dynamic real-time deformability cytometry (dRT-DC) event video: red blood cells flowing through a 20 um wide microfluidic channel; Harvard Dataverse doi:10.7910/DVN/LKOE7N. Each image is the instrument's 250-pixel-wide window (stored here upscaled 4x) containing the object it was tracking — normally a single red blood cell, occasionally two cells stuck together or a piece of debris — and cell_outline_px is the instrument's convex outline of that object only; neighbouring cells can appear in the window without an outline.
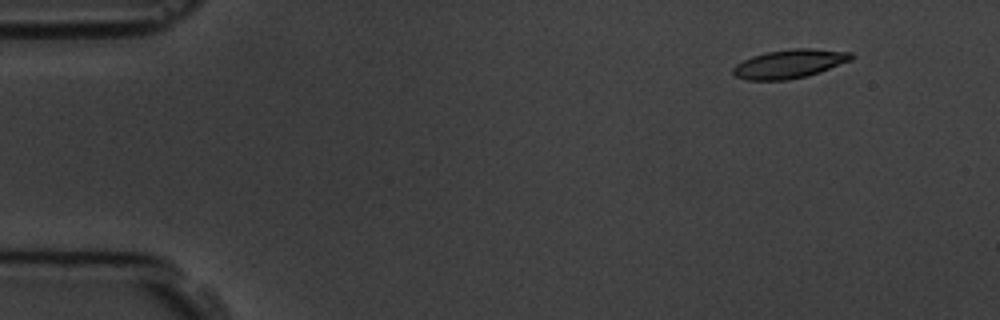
{"species": "common noctule bat (a hibernating species)", "species_latin": "Nyctalus noctula", "temperature_condition": "room temperature", "stored_images_in_passage": 4, "camera_frame_rate_fps": 3000, "um_per_image_px": 0.085, "animal": {"sex": "male", "body_mass_g": 19.5, "forearm_length_mm": 54.6}, "frame": {"image": 1, "passage_image": 1, "time_ms": 0.0, "image_size_px": [1000, 320], "cell_outline_px": [[856, 56], [852, 60], [820, 72], [808, 76], [788, 80], [748, 80], [736, 76], [732, 72], [732, 68], [736, 64], [752, 56], [768, 52], [792, 48], [808, 48], [852, 52]], "centroid_in_image_um": [67.15, 5.42], "position_along_channel_um": 17.9, "area_um2": 19.88}}
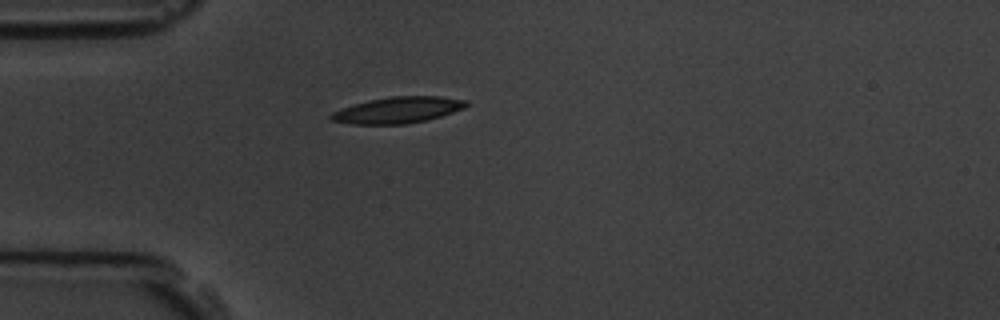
{"frame": {"image": 2, "passage_image": 4, "time_ms": 3.333, "image_size_px": [1000, 320], "cell_outline_px": [[468, 104], [464, 108], [428, 120], [408, 124], [352, 124], [332, 120], [328, 116], [332, 112], [340, 108], [368, 100], [392, 96], [440, 96], [468, 100]], "centroid_in_image_um": [33.82, 9.35], "position_along_channel_um": 51.2, "area_um2": 20.75}}